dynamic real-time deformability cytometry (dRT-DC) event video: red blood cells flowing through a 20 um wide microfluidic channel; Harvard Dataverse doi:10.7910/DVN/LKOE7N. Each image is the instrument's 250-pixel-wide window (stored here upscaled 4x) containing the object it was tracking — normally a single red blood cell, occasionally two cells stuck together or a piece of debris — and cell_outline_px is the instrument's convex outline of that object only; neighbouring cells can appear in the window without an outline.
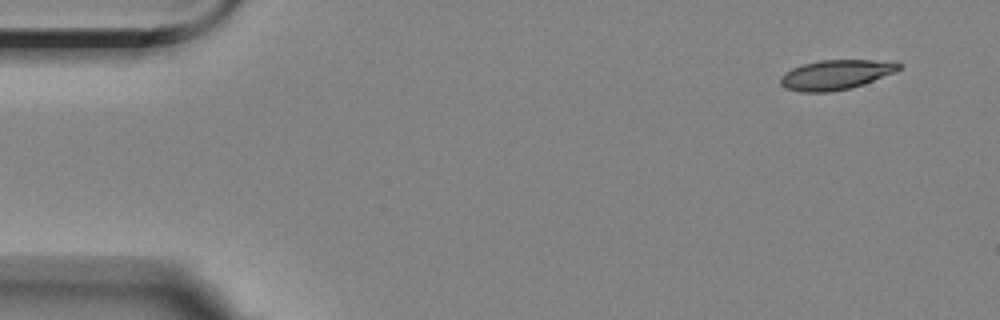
{"species": "Egyptian fruit bat (a non-hibernating species)", "species_latin": "Rousettus aegyptiacus", "temperature_condition": "room temperature", "stored_images_in_passage": 8, "camera_frame_rate_fps": 3000, "um_per_image_px": 0.085, "animal": {"sex": "female"}, "frame": {"image": 1, "passage_image": 1, "time_ms": 0.0, "image_size_px": [1000, 320], "cell_outline_px": [[904, 64], [896, 72], [864, 84], [852, 88], [832, 92], [800, 92], [784, 88], [780, 84], [780, 76], [784, 72], [792, 68], [804, 64], [820, 60], [872, 60]], "centroid_in_image_um": [71.01, 6.37], "position_along_channel_um": 14.0, "area_um2": 20.63}}
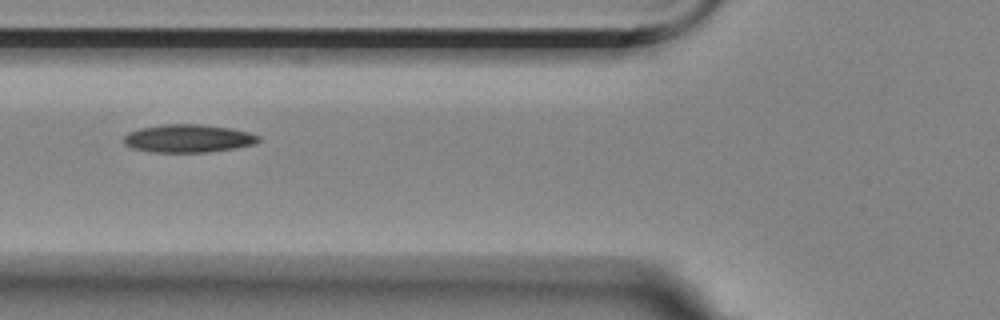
{"frame": {"image": 2, "passage_image": 6, "time_ms": 5.667, "image_size_px": [1000, 320], "cell_outline_px": [[260, 140], [256, 144], [236, 148], [208, 152], [148, 152], [132, 148], [124, 144], [124, 136], [128, 132], [140, 128], [164, 124], [200, 124], [232, 128], [248, 132], [260, 136]], "centroid_in_image_um": [16.0, 11.77], "position_along_channel_um": 109.8, "area_um2": 22.2}}
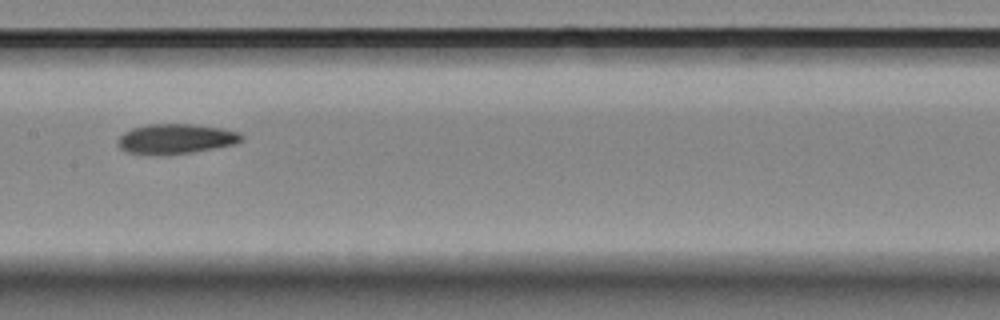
{"frame": {"image": 3, "passage_image": 8, "time_ms": 8.0, "image_size_px": [1000, 320], "cell_outline_px": [[244, 140], [232, 144], [192, 152], [168, 156], [148, 156], [124, 152], [116, 144], [116, 140], [124, 132], [132, 128], [148, 124], [196, 124], [220, 128], [236, 132], [244, 136]], "centroid_in_image_um": [14.84, 11.83], "position_along_channel_um": 192.6, "area_um2": 22.02}}